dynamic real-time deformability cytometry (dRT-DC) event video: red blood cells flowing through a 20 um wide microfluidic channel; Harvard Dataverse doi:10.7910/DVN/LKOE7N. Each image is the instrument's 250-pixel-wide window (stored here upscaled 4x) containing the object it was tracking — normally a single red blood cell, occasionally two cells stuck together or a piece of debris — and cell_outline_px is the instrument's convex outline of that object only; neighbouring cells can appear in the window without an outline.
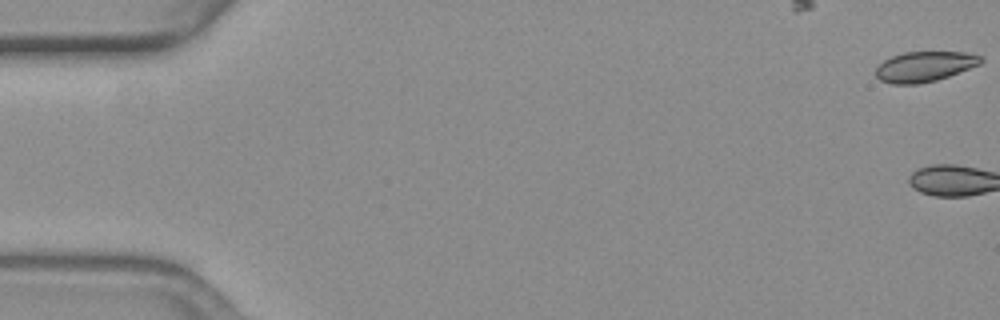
{"species": "common noctule bat (a hibernating species)", "species_latin": "Nyctalus noctula", "temperature_condition": "warm", "stored_images_in_passage": 3, "camera_frame_rate_fps": 3000, "um_per_image_px": 0.085, "animal": {"sex": "female", "body_mass_g": 19.3, "forearm_length_mm": 54.1}, "frame": {"image": 1, "passage_image": 1, "time_ms": 0.0, "image_size_px": [1000, 320], "cell_outline_px": [[984, 60], [980, 64], [948, 76], [936, 80], [920, 84], [892, 84], [880, 80], [876, 76], [876, 68], [884, 60], [892, 56], [904, 52], [964, 52], [984, 56]], "centroid_in_image_um": [78.6, 5.65], "position_along_channel_um": 6.4, "area_um2": 18.5}}